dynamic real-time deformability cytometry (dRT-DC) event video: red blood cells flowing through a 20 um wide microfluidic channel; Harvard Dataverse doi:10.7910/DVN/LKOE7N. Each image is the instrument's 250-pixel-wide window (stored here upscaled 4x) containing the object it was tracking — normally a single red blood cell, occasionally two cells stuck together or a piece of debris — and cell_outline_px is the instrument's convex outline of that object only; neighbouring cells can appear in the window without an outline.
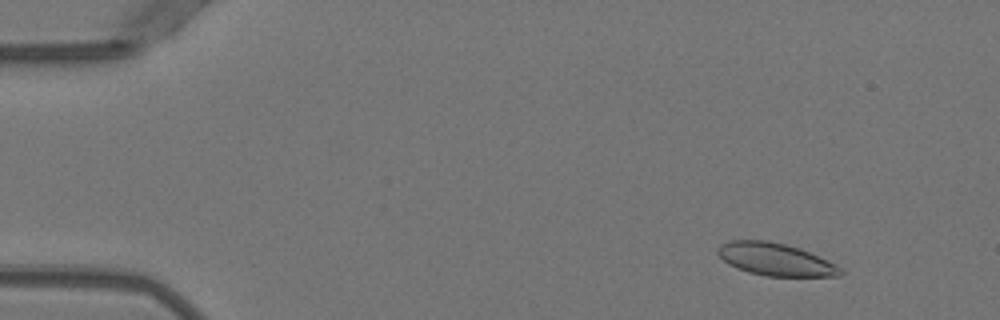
{"species": "Egyptian fruit bat (a non-hibernating species)", "species_latin": "Rousettus aegyptiacus", "temperature_condition": "warm", "stored_images_in_passage": 52, "camera_frame_rate_fps": 3000, "um_per_image_px": 0.085, "animal": {"sex": "female"}, "frame": {"image": 1, "passage_image": 6, "time_ms": 1.667, "image_size_px": [1000, 320], "cell_outline_px": [[844, 272], [840, 276], [768, 276], [748, 272], [736, 268], [728, 264], [716, 252], [716, 248], [720, 244], [728, 240], [768, 240], [784, 244], [808, 252], [828, 260], [836, 264]], "centroid_in_image_um": [65.87, 22.04], "position_along_channel_um": 19.1, "area_um2": 23.18}}
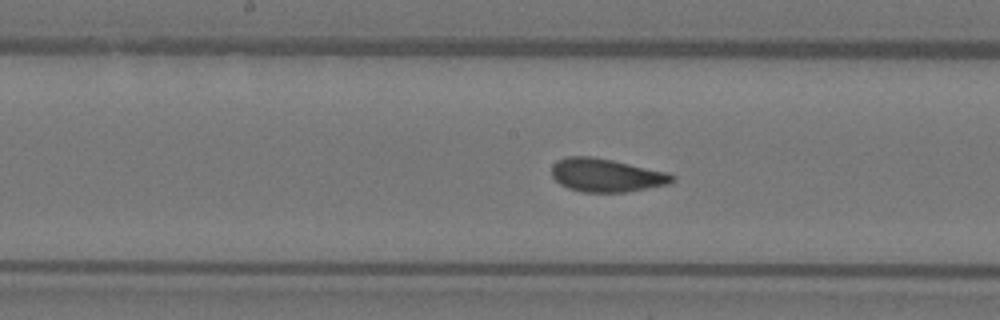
{"frame": {"image": 2, "passage_image": 27, "time_ms": 8.667, "image_size_px": [1000, 320], "cell_outline_px": [[676, 180], [668, 184], [624, 192], [584, 192], [568, 188], [560, 184], [552, 176], [552, 164], [556, 160], [568, 156], [592, 156], [612, 160], [668, 172], [676, 176]], "centroid_in_image_um": [51.53, 14.88], "position_along_channel_um": 196.7, "area_um2": 23.41}}
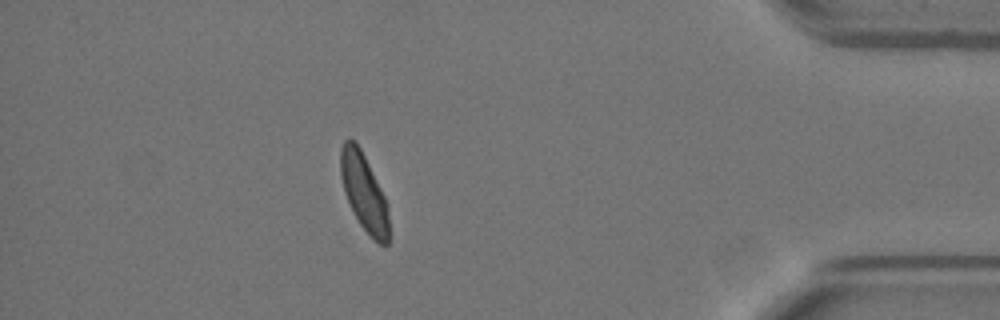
{"frame": {"image": 3, "passage_image": 46, "time_ms": 15.0, "image_size_px": [1000, 320], "cell_outline_px": [[388, 244], [380, 244], [360, 224], [344, 192], [340, 176], [340, 148], [344, 140], [348, 136], [356, 140], [388, 204]], "centroid_in_image_um": [30.9, 16.25], "position_along_channel_um": 404.3, "area_um2": 21.39}, "authors_computed_cell_mechanics": {"area_um2": 23.409, "velocity_mm_per_s": 3.957, "shape_relaxation_time_tau1_ms": 3.6184, "shape_relaxation_time_tau2_ms": 0.7742, "deformation_change_tau1": 0.1307, "deformation_change_tau2": 0.0531}}